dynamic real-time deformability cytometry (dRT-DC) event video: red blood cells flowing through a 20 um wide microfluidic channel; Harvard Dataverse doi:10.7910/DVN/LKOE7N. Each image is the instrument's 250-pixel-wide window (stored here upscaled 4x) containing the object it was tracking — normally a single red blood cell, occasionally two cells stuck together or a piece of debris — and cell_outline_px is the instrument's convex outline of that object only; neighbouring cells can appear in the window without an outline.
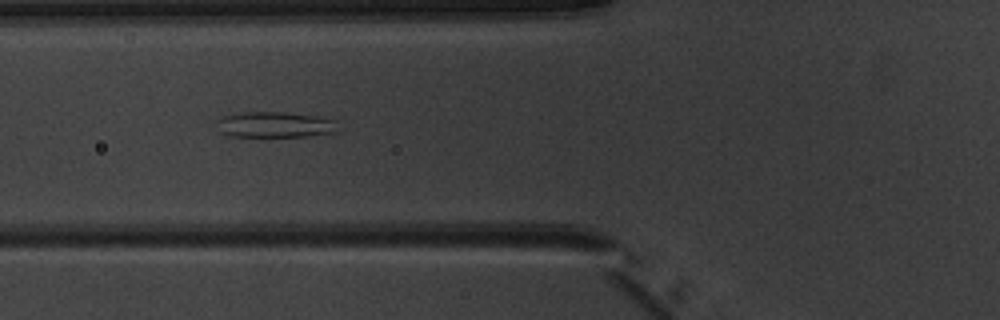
{"species": "common noctule bat (a hibernating species)", "species_latin": "Nyctalus noctula", "temperature_condition": "warm", "stored_images_in_passage": 9, "camera_frame_rate_fps": 3000, "um_per_image_px": 0.085, "animal": {"sex": "male", "body_mass_g": 20.1, "forearm_length_mm": 53.5}, "frame": {"image": 1, "passage_image": 6, "time_ms": 5.667, "image_size_px": [1000, 320], "cell_outline_px": [[336, 132], [304, 136], [228, 136], [220, 132], [216, 120], [224, 116], [240, 112], [284, 112], [316, 116], [332, 120]], "centroid_in_image_um": [23.27, 10.59], "position_along_channel_um": 102.5, "area_um2": 17.8}}
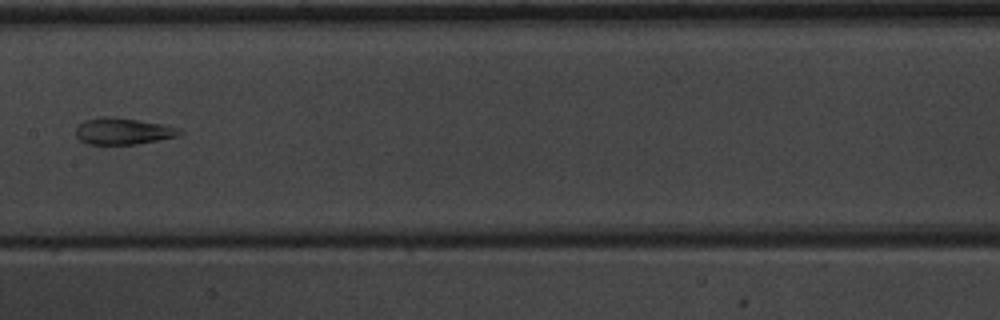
{"frame": {"image": 2, "passage_image": 8, "time_ms": 8.0, "image_size_px": [1000, 320], "cell_outline_px": [[184, 132], [180, 136], [136, 144], [88, 144], [80, 140], [76, 136], [76, 128], [84, 120], [104, 116], [112, 116], [164, 124], [180, 128]], "centroid_in_image_um": [10.49, 11.14], "position_along_channel_um": 196.9, "area_um2": 16.18}}
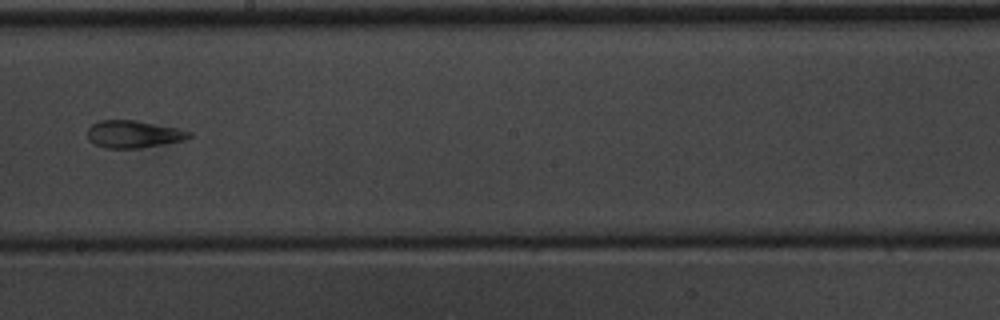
{"frame": {"image": 3, "passage_image": 9, "time_ms": 9.0, "image_size_px": [1000, 320], "cell_outline_px": [[192, 136], [184, 140], [164, 144], [140, 148], [108, 148], [96, 144], [88, 140], [88, 128], [92, 124], [100, 120], [136, 120], [176, 128], [192, 132]], "centroid_in_image_um": [11.35, 11.4], "position_along_channel_um": 236.8, "area_um2": 16.13}}